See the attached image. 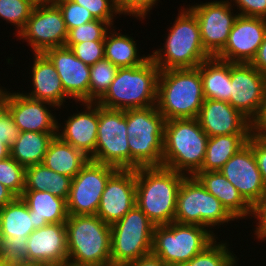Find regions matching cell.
I'll use <instances>...</instances> for the list:
<instances>
[{
    "instance_id": "cell-1",
    "label": "cell",
    "mask_w": 266,
    "mask_h": 266,
    "mask_svg": "<svg viewBox=\"0 0 266 266\" xmlns=\"http://www.w3.org/2000/svg\"><path fill=\"white\" fill-rule=\"evenodd\" d=\"M186 175L164 166L136 169V206L155 226L174 222L179 187Z\"/></svg>"
},
{
    "instance_id": "cell-2",
    "label": "cell",
    "mask_w": 266,
    "mask_h": 266,
    "mask_svg": "<svg viewBox=\"0 0 266 266\" xmlns=\"http://www.w3.org/2000/svg\"><path fill=\"white\" fill-rule=\"evenodd\" d=\"M208 138L197 118L165 121L162 166L194 176L203 165Z\"/></svg>"
},
{
    "instance_id": "cell-3",
    "label": "cell",
    "mask_w": 266,
    "mask_h": 266,
    "mask_svg": "<svg viewBox=\"0 0 266 266\" xmlns=\"http://www.w3.org/2000/svg\"><path fill=\"white\" fill-rule=\"evenodd\" d=\"M204 100L200 65L160 71L156 107L166 121L197 118Z\"/></svg>"
},
{
    "instance_id": "cell-4",
    "label": "cell",
    "mask_w": 266,
    "mask_h": 266,
    "mask_svg": "<svg viewBox=\"0 0 266 266\" xmlns=\"http://www.w3.org/2000/svg\"><path fill=\"white\" fill-rule=\"evenodd\" d=\"M180 10L169 28L164 48L157 49L150 55L160 71L197 68L212 57L202 45L200 27L194 13L188 7Z\"/></svg>"
},
{
    "instance_id": "cell-5",
    "label": "cell",
    "mask_w": 266,
    "mask_h": 266,
    "mask_svg": "<svg viewBox=\"0 0 266 266\" xmlns=\"http://www.w3.org/2000/svg\"><path fill=\"white\" fill-rule=\"evenodd\" d=\"M68 266L111 263V226L97 215H68Z\"/></svg>"
},
{
    "instance_id": "cell-6",
    "label": "cell",
    "mask_w": 266,
    "mask_h": 266,
    "mask_svg": "<svg viewBox=\"0 0 266 266\" xmlns=\"http://www.w3.org/2000/svg\"><path fill=\"white\" fill-rule=\"evenodd\" d=\"M159 73L151 58L139 66L119 68L108 91L97 103L115 110L154 106Z\"/></svg>"
},
{
    "instance_id": "cell-7",
    "label": "cell",
    "mask_w": 266,
    "mask_h": 266,
    "mask_svg": "<svg viewBox=\"0 0 266 266\" xmlns=\"http://www.w3.org/2000/svg\"><path fill=\"white\" fill-rule=\"evenodd\" d=\"M165 121L156 105L127 109L130 169L162 166Z\"/></svg>"
},
{
    "instance_id": "cell-8",
    "label": "cell",
    "mask_w": 266,
    "mask_h": 266,
    "mask_svg": "<svg viewBox=\"0 0 266 266\" xmlns=\"http://www.w3.org/2000/svg\"><path fill=\"white\" fill-rule=\"evenodd\" d=\"M206 227L171 222L155 226L152 252L166 264L187 263L218 237Z\"/></svg>"
},
{
    "instance_id": "cell-9",
    "label": "cell",
    "mask_w": 266,
    "mask_h": 266,
    "mask_svg": "<svg viewBox=\"0 0 266 266\" xmlns=\"http://www.w3.org/2000/svg\"><path fill=\"white\" fill-rule=\"evenodd\" d=\"M236 220L223 204L194 176H186L178 190L174 222L199 225L212 230Z\"/></svg>"
},
{
    "instance_id": "cell-10",
    "label": "cell",
    "mask_w": 266,
    "mask_h": 266,
    "mask_svg": "<svg viewBox=\"0 0 266 266\" xmlns=\"http://www.w3.org/2000/svg\"><path fill=\"white\" fill-rule=\"evenodd\" d=\"M155 225L135 205L111 225V263L126 266L152 252Z\"/></svg>"
},
{
    "instance_id": "cell-11",
    "label": "cell",
    "mask_w": 266,
    "mask_h": 266,
    "mask_svg": "<svg viewBox=\"0 0 266 266\" xmlns=\"http://www.w3.org/2000/svg\"><path fill=\"white\" fill-rule=\"evenodd\" d=\"M128 140L127 110L107 109L99 105L97 143L90 160L118 169H130Z\"/></svg>"
},
{
    "instance_id": "cell-12",
    "label": "cell",
    "mask_w": 266,
    "mask_h": 266,
    "mask_svg": "<svg viewBox=\"0 0 266 266\" xmlns=\"http://www.w3.org/2000/svg\"><path fill=\"white\" fill-rule=\"evenodd\" d=\"M118 168L89 160L72 179L68 215H96L101 195Z\"/></svg>"
},
{
    "instance_id": "cell-13",
    "label": "cell",
    "mask_w": 266,
    "mask_h": 266,
    "mask_svg": "<svg viewBox=\"0 0 266 266\" xmlns=\"http://www.w3.org/2000/svg\"><path fill=\"white\" fill-rule=\"evenodd\" d=\"M68 31L59 7L51 0L37 3L19 39L28 42L34 53L65 46Z\"/></svg>"
},
{
    "instance_id": "cell-14",
    "label": "cell",
    "mask_w": 266,
    "mask_h": 266,
    "mask_svg": "<svg viewBox=\"0 0 266 266\" xmlns=\"http://www.w3.org/2000/svg\"><path fill=\"white\" fill-rule=\"evenodd\" d=\"M200 27L204 49L215 57L226 45L233 24L238 17L228 0L198 3L189 6Z\"/></svg>"
},
{
    "instance_id": "cell-15",
    "label": "cell",
    "mask_w": 266,
    "mask_h": 266,
    "mask_svg": "<svg viewBox=\"0 0 266 266\" xmlns=\"http://www.w3.org/2000/svg\"><path fill=\"white\" fill-rule=\"evenodd\" d=\"M229 104L253 122L259 115L266 96V75L250 63L230 62Z\"/></svg>"
},
{
    "instance_id": "cell-16",
    "label": "cell",
    "mask_w": 266,
    "mask_h": 266,
    "mask_svg": "<svg viewBox=\"0 0 266 266\" xmlns=\"http://www.w3.org/2000/svg\"><path fill=\"white\" fill-rule=\"evenodd\" d=\"M265 34V18L238 15L225 47L215 57L232 63H250Z\"/></svg>"
},
{
    "instance_id": "cell-17",
    "label": "cell",
    "mask_w": 266,
    "mask_h": 266,
    "mask_svg": "<svg viewBox=\"0 0 266 266\" xmlns=\"http://www.w3.org/2000/svg\"><path fill=\"white\" fill-rule=\"evenodd\" d=\"M219 171L236 187L251 207L266 191L253 148L248 143L234 154Z\"/></svg>"
},
{
    "instance_id": "cell-18",
    "label": "cell",
    "mask_w": 266,
    "mask_h": 266,
    "mask_svg": "<svg viewBox=\"0 0 266 266\" xmlns=\"http://www.w3.org/2000/svg\"><path fill=\"white\" fill-rule=\"evenodd\" d=\"M136 169H118L108 180L96 215L112 225L135 205Z\"/></svg>"
},
{
    "instance_id": "cell-19",
    "label": "cell",
    "mask_w": 266,
    "mask_h": 266,
    "mask_svg": "<svg viewBox=\"0 0 266 266\" xmlns=\"http://www.w3.org/2000/svg\"><path fill=\"white\" fill-rule=\"evenodd\" d=\"M27 263L42 266H68L65 223L35 229L27 241Z\"/></svg>"
},
{
    "instance_id": "cell-20",
    "label": "cell",
    "mask_w": 266,
    "mask_h": 266,
    "mask_svg": "<svg viewBox=\"0 0 266 266\" xmlns=\"http://www.w3.org/2000/svg\"><path fill=\"white\" fill-rule=\"evenodd\" d=\"M6 105L20 132H57L58 119L47 107L56 106L6 89ZM48 105V106H46Z\"/></svg>"
},
{
    "instance_id": "cell-21",
    "label": "cell",
    "mask_w": 266,
    "mask_h": 266,
    "mask_svg": "<svg viewBox=\"0 0 266 266\" xmlns=\"http://www.w3.org/2000/svg\"><path fill=\"white\" fill-rule=\"evenodd\" d=\"M44 54L53 63L65 93L79 103L89 102L90 66L66 46L50 48Z\"/></svg>"
},
{
    "instance_id": "cell-22",
    "label": "cell",
    "mask_w": 266,
    "mask_h": 266,
    "mask_svg": "<svg viewBox=\"0 0 266 266\" xmlns=\"http://www.w3.org/2000/svg\"><path fill=\"white\" fill-rule=\"evenodd\" d=\"M197 120L209 137L252 133V122L225 101L205 99Z\"/></svg>"
},
{
    "instance_id": "cell-23",
    "label": "cell",
    "mask_w": 266,
    "mask_h": 266,
    "mask_svg": "<svg viewBox=\"0 0 266 266\" xmlns=\"http://www.w3.org/2000/svg\"><path fill=\"white\" fill-rule=\"evenodd\" d=\"M85 111L74 113L65 120L64 127L58 123L57 136L91 158L95 153L99 125V104L85 102ZM63 127V128H62ZM63 129V130H62ZM61 132H60V131Z\"/></svg>"
},
{
    "instance_id": "cell-24",
    "label": "cell",
    "mask_w": 266,
    "mask_h": 266,
    "mask_svg": "<svg viewBox=\"0 0 266 266\" xmlns=\"http://www.w3.org/2000/svg\"><path fill=\"white\" fill-rule=\"evenodd\" d=\"M32 66V91L25 95L48 102L56 106L57 110L63 106L66 98L70 97L65 93L61 80L53 63L44 53H33ZM59 107V108H58Z\"/></svg>"
},
{
    "instance_id": "cell-25",
    "label": "cell",
    "mask_w": 266,
    "mask_h": 266,
    "mask_svg": "<svg viewBox=\"0 0 266 266\" xmlns=\"http://www.w3.org/2000/svg\"><path fill=\"white\" fill-rule=\"evenodd\" d=\"M194 177L235 219L252 218V207L220 171H198Z\"/></svg>"
},
{
    "instance_id": "cell-26",
    "label": "cell",
    "mask_w": 266,
    "mask_h": 266,
    "mask_svg": "<svg viewBox=\"0 0 266 266\" xmlns=\"http://www.w3.org/2000/svg\"><path fill=\"white\" fill-rule=\"evenodd\" d=\"M21 198L33 212L34 229L48 224L65 223L68 217L67 202L49 191L24 190Z\"/></svg>"
},
{
    "instance_id": "cell-27",
    "label": "cell",
    "mask_w": 266,
    "mask_h": 266,
    "mask_svg": "<svg viewBox=\"0 0 266 266\" xmlns=\"http://www.w3.org/2000/svg\"><path fill=\"white\" fill-rule=\"evenodd\" d=\"M33 212L21 197L0 208V237L28 241L34 229Z\"/></svg>"
},
{
    "instance_id": "cell-28",
    "label": "cell",
    "mask_w": 266,
    "mask_h": 266,
    "mask_svg": "<svg viewBox=\"0 0 266 266\" xmlns=\"http://www.w3.org/2000/svg\"><path fill=\"white\" fill-rule=\"evenodd\" d=\"M203 95L205 99L230 101V62L210 57L200 64Z\"/></svg>"
},
{
    "instance_id": "cell-29",
    "label": "cell",
    "mask_w": 266,
    "mask_h": 266,
    "mask_svg": "<svg viewBox=\"0 0 266 266\" xmlns=\"http://www.w3.org/2000/svg\"><path fill=\"white\" fill-rule=\"evenodd\" d=\"M89 160L82 151L55 136L49 144L43 164L50 170L73 179Z\"/></svg>"
},
{
    "instance_id": "cell-30",
    "label": "cell",
    "mask_w": 266,
    "mask_h": 266,
    "mask_svg": "<svg viewBox=\"0 0 266 266\" xmlns=\"http://www.w3.org/2000/svg\"><path fill=\"white\" fill-rule=\"evenodd\" d=\"M55 136L57 132H21L17 141L11 145L10 156L25 168L41 164Z\"/></svg>"
},
{
    "instance_id": "cell-31",
    "label": "cell",
    "mask_w": 266,
    "mask_h": 266,
    "mask_svg": "<svg viewBox=\"0 0 266 266\" xmlns=\"http://www.w3.org/2000/svg\"><path fill=\"white\" fill-rule=\"evenodd\" d=\"M251 134H229L209 137L203 165L199 171H219L242 147Z\"/></svg>"
},
{
    "instance_id": "cell-32",
    "label": "cell",
    "mask_w": 266,
    "mask_h": 266,
    "mask_svg": "<svg viewBox=\"0 0 266 266\" xmlns=\"http://www.w3.org/2000/svg\"><path fill=\"white\" fill-rule=\"evenodd\" d=\"M72 178L47 168L43 163L25 168L24 190L49 191L67 201Z\"/></svg>"
},
{
    "instance_id": "cell-33",
    "label": "cell",
    "mask_w": 266,
    "mask_h": 266,
    "mask_svg": "<svg viewBox=\"0 0 266 266\" xmlns=\"http://www.w3.org/2000/svg\"><path fill=\"white\" fill-rule=\"evenodd\" d=\"M135 42L127 34L123 35L120 32L108 31L104 40L105 59H108L118 68L142 65L150 58V54L140 57Z\"/></svg>"
},
{
    "instance_id": "cell-34",
    "label": "cell",
    "mask_w": 266,
    "mask_h": 266,
    "mask_svg": "<svg viewBox=\"0 0 266 266\" xmlns=\"http://www.w3.org/2000/svg\"><path fill=\"white\" fill-rule=\"evenodd\" d=\"M118 69L105 58L90 66L89 102L97 103L105 95Z\"/></svg>"
},
{
    "instance_id": "cell-35",
    "label": "cell",
    "mask_w": 266,
    "mask_h": 266,
    "mask_svg": "<svg viewBox=\"0 0 266 266\" xmlns=\"http://www.w3.org/2000/svg\"><path fill=\"white\" fill-rule=\"evenodd\" d=\"M220 242L218 244L215 240L204 251L187 262L188 266H237V256L230 251V248H227L226 241Z\"/></svg>"
},
{
    "instance_id": "cell-36",
    "label": "cell",
    "mask_w": 266,
    "mask_h": 266,
    "mask_svg": "<svg viewBox=\"0 0 266 266\" xmlns=\"http://www.w3.org/2000/svg\"><path fill=\"white\" fill-rule=\"evenodd\" d=\"M33 0H0V17L16 26L17 35L24 29L35 5Z\"/></svg>"
},
{
    "instance_id": "cell-37",
    "label": "cell",
    "mask_w": 266,
    "mask_h": 266,
    "mask_svg": "<svg viewBox=\"0 0 266 266\" xmlns=\"http://www.w3.org/2000/svg\"><path fill=\"white\" fill-rule=\"evenodd\" d=\"M109 29L112 30V26L99 19L87 22L68 31L65 46L71 48L74 44L85 41H104Z\"/></svg>"
},
{
    "instance_id": "cell-38",
    "label": "cell",
    "mask_w": 266,
    "mask_h": 266,
    "mask_svg": "<svg viewBox=\"0 0 266 266\" xmlns=\"http://www.w3.org/2000/svg\"><path fill=\"white\" fill-rule=\"evenodd\" d=\"M0 183L16 197H21L25 188V167L11 156L0 160Z\"/></svg>"
},
{
    "instance_id": "cell-39",
    "label": "cell",
    "mask_w": 266,
    "mask_h": 266,
    "mask_svg": "<svg viewBox=\"0 0 266 266\" xmlns=\"http://www.w3.org/2000/svg\"><path fill=\"white\" fill-rule=\"evenodd\" d=\"M60 9L67 31L96 20L88 9L71 0H52Z\"/></svg>"
},
{
    "instance_id": "cell-40",
    "label": "cell",
    "mask_w": 266,
    "mask_h": 266,
    "mask_svg": "<svg viewBox=\"0 0 266 266\" xmlns=\"http://www.w3.org/2000/svg\"><path fill=\"white\" fill-rule=\"evenodd\" d=\"M74 3L85 7L95 19L108 22L111 26L113 20L120 11L117 0H71ZM114 17V18H113Z\"/></svg>"
},
{
    "instance_id": "cell-41",
    "label": "cell",
    "mask_w": 266,
    "mask_h": 266,
    "mask_svg": "<svg viewBox=\"0 0 266 266\" xmlns=\"http://www.w3.org/2000/svg\"><path fill=\"white\" fill-rule=\"evenodd\" d=\"M0 259L9 265L27 263V241L0 237Z\"/></svg>"
},
{
    "instance_id": "cell-42",
    "label": "cell",
    "mask_w": 266,
    "mask_h": 266,
    "mask_svg": "<svg viewBox=\"0 0 266 266\" xmlns=\"http://www.w3.org/2000/svg\"><path fill=\"white\" fill-rule=\"evenodd\" d=\"M20 133L19 128L14 124V121L7 110L5 88L0 94V140L11 148V145H13L19 138Z\"/></svg>"
},
{
    "instance_id": "cell-43",
    "label": "cell",
    "mask_w": 266,
    "mask_h": 266,
    "mask_svg": "<svg viewBox=\"0 0 266 266\" xmlns=\"http://www.w3.org/2000/svg\"><path fill=\"white\" fill-rule=\"evenodd\" d=\"M75 56L91 66L105 58L104 41H85L76 43L70 48Z\"/></svg>"
},
{
    "instance_id": "cell-44",
    "label": "cell",
    "mask_w": 266,
    "mask_h": 266,
    "mask_svg": "<svg viewBox=\"0 0 266 266\" xmlns=\"http://www.w3.org/2000/svg\"><path fill=\"white\" fill-rule=\"evenodd\" d=\"M159 0H117L120 14L145 19L150 10L157 6Z\"/></svg>"
},
{
    "instance_id": "cell-45",
    "label": "cell",
    "mask_w": 266,
    "mask_h": 266,
    "mask_svg": "<svg viewBox=\"0 0 266 266\" xmlns=\"http://www.w3.org/2000/svg\"><path fill=\"white\" fill-rule=\"evenodd\" d=\"M235 3L238 15L245 17H261L266 19V0H230Z\"/></svg>"
},
{
    "instance_id": "cell-46",
    "label": "cell",
    "mask_w": 266,
    "mask_h": 266,
    "mask_svg": "<svg viewBox=\"0 0 266 266\" xmlns=\"http://www.w3.org/2000/svg\"><path fill=\"white\" fill-rule=\"evenodd\" d=\"M247 143L253 148L258 168L266 186V137L251 133Z\"/></svg>"
},
{
    "instance_id": "cell-47",
    "label": "cell",
    "mask_w": 266,
    "mask_h": 266,
    "mask_svg": "<svg viewBox=\"0 0 266 266\" xmlns=\"http://www.w3.org/2000/svg\"><path fill=\"white\" fill-rule=\"evenodd\" d=\"M252 217L258 221L254 231L256 238L266 241V191L252 207Z\"/></svg>"
},
{
    "instance_id": "cell-48",
    "label": "cell",
    "mask_w": 266,
    "mask_h": 266,
    "mask_svg": "<svg viewBox=\"0 0 266 266\" xmlns=\"http://www.w3.org/2000/svg\"><path fill=\"white\" fill-rule=\"evenodd\" d=\"M250 64L259 72L266 75V34Z\"/></svg>"
},
{
    "instance_id": "cell-49",
    "label": "cell",
    "mask_w": 266,
    "mask_h": 266,
    "mask_svg": "<svg viewBox=\"0 0 266 266\" xmlns=\"http://www.w3.org/2000/svg\"><path fill=\"white\" fill-rule=\"evenodd\" d=\"M252 133L266 137V96L258 117L252 122Z\"/></svg>"
},
{
    "instance_id": "cell-50",
    "label": "cell",
    "mask_w": 266,
    "mask_h": 266,
    "mask_svg": "<svg viewBox=\"0 0 266 266\" xmlns=\"http://www.w3.org/2000/svg\"><path fill=\"white\" fill-rule=\"evenodd\" d=\"M126 266H167V264L159 256L150 252Z\"/></svg>"
},
{
    "instance_id": "cell-51",
    "label": "cell",
    "mask_w": 266,
    "mask_h": 266,
    "mask_svg": "<svg viewBox=\"0 0 266 266\" xmlns=\"http://www.w3.org/2000/svg\"><path fill=\"white\" fill-rule=\"evenodd\" d=\"M16 196L0 183V208L11 202Z\"/></svg>"
},
{
    "instance_id": "cell-52",
    "label": "cell",
    "mask_w": 266,
    "mask_h": 266,
    "mask_svg": "<svg viewBox=\"0 0 266 266\" xmlns=\"http://www.w3.org/2000/svg\"><path fill=\"white\" fill-rule=\"evenodd\" d=\"M10 156V148L0 140V160Z\"/></svg>"
},
{
    "instance_id": "cell-53",
    "label": "cell",
    "mask_w": 266,
    "mask_h": 266,
    "mask_svg": "<svg viewBox=\"0 0 266 266\" xmlns=\"http://www.w3.org/2000/svg\"><path fill=\"white\" fill-rule=\"evenodd\" d=\"M167 266H188V263H172L167 264Z\"/></svg>"
},
{
    "instance_id": "cell-54",
    "label": "cell",
    "mask_w": 266,
    "mask_h": 266,
    "mask_svg": "<svg viewBox=\"0 0 266 266\" xmlns=\"http://www.w3.org/2000/svg\"><path fill=\"white\" fill-rule=\"evenodd\" d=\"M11 266H42V265L26 263V264H18V265H11Z\"/></svg>"
},
{
    "instance_id": "cell-55",
    "label": "cell",
    "mask_w": 266,
    "mask_h": 266,
    "mask_svg": "<svg viewBox=\"0 0 266 266\" xmlns=\"http://www.w3.org/2000/svg\"><path fill=\"white\" fill-rule=\"evenodd\" d=\"M33 1L36 3H44V2L51 1V0H33Z\"/></svg>"
},
{
    "instance_id": "cell-56",
    "label": "cell",
    "mask_w": 266,
    "mask_h": 266,
    "mask_svg": "<svg viewBox=\"0 0 266 266\" xmlns=\"http://www.w3.org/2000/svg\"><path fill=\"white\" fill-rule=\"evenodd\" d=\"M0 266H11L0 259Z\"/></svg>"
},
{
    "instance_id": "cell-57",
    "label": "cell",
    "mask_w": 266,
    "mask_h": 266,
    "mask_svg": "<svg viewBox=\"0 0 266 266\" xmlns=\"http://www.w3.org/2000/svg\"><path fill=\"white\" fill-rule=\"evenodd\" d=\"M103 266H121V265H116V264H112V263H110V264L103 265Z\"/></svg>"
},
{
    "instance_id": "cell-58",
    "label": "cell",
    "mask_w": 266,
    "mask_h": 266,
    "mask_svg": "<svg viewBox=\"0 0 266 266\" xmlns=\"http://www.w3.org/2000/svg\"><path fill=\"white\" fill-rule=\"evenodd\" d=\"M3 88H4V87H2V88L0 87V94L2 93Z\"/></svg>"
}]
</instances>
